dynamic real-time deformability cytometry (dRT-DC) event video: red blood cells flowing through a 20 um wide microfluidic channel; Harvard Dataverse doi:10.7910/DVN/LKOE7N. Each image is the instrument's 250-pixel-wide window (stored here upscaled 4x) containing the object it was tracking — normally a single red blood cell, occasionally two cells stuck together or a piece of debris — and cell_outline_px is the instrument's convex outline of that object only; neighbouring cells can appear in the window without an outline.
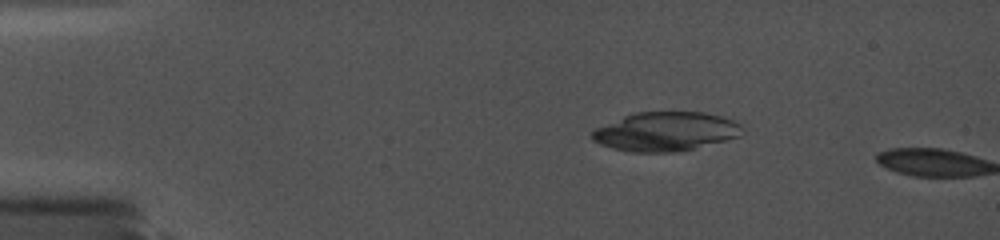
{"species": "common noctule bat (a hibernating species)", "species_latin": "Nyctalus noctula", "temperature_condition": "cold", "stored_images_in_passage": 35, "camera_frame_rate_fps": 5000, "um_per_image_px": 0.085, "animal": {"sex": "female", "body_mass_g": 19.0, "forearm_length_mm": 56.7}, "frame": {"image": 1, "passage_image": 24, "time_ms": 3.2, "image_size_px": [1000, 240], "cell_outline_px": [[744, 136], [728, 140], [676, 152], [632, 152], [612, 148], [600, 144], [592, 140], [592, 132], [596, 128], [624, 116], [636, 112], [704, 112], [720, 116], [732, 120], [740, 124], [744, 128]], "centroid_in_image_um": [56.63, 11.18], "position_along_channel_um": 28.4, "area_um2": 34.22}}